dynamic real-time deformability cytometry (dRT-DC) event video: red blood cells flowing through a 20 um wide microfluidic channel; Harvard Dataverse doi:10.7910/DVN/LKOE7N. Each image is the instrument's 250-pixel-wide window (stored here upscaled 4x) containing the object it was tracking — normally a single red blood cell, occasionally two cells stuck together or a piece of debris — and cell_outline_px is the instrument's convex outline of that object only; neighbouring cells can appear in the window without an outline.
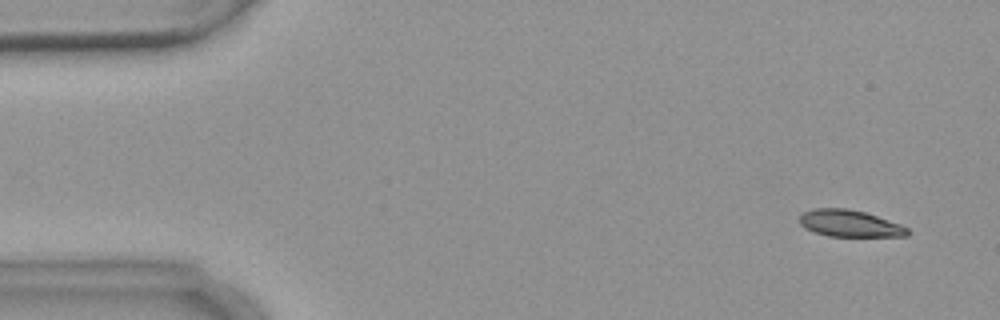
{"species": "common noctule bat (a hibernating species)", "species_latin": "Nyctalus noctula", "temperature_condition": "warm", "stored_images_in_passage": 4, "camera_frame_rate_fps": 3000, "um_per_image_px": 0.085, "animal": {"sex": "female", "body_mass_g": 18.4}, "frame": {"image": 1, "passage_image": 1, "time_ms": 0.0, "image_size_px": [1000, 320], "cell_outline_px": [[912, 232], [908, 236], [828, 236], [804, 228], [800, 224], [800, 212], [812, 208], [848, 208], [864, 212], [900, 224], [908, 228]], "centroid_in_image_um": [72.21, 18.98], "position_along_channel_um": 12.8, "area_um2": 16.94}}